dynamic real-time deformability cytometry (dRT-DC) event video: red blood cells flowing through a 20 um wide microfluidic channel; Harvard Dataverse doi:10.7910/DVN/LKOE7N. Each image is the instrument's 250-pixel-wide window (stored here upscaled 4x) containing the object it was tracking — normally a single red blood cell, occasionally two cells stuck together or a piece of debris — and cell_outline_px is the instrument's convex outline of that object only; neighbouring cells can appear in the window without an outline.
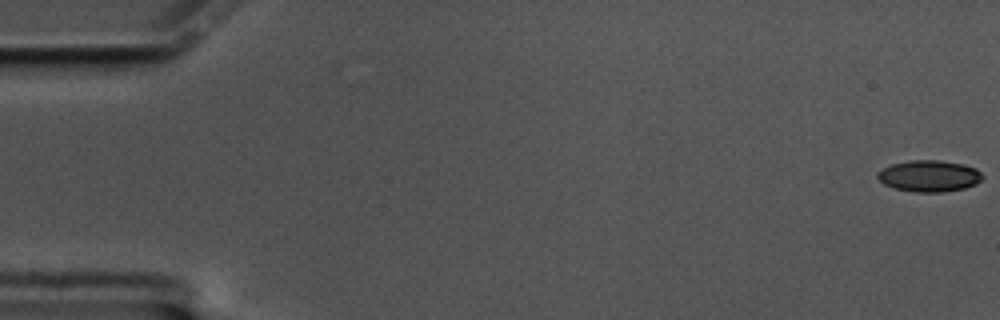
{"species": "common noctule bat (a hibernating species)", "species_latin": "Nyctalus noctula", "temperature_condition": "cold", "stored_images_in_passage": 3, "camera_frame_rate_fps": 3000, "um_per_image_px": 0.085, "animal": {"sex": "male", "body_mass_g": 17.5, "forearm_length_mm": 52.3}, "frame": {"image": 1, "passage_image": 1, "time_ms": 0.0, "image_size_px": [1000, 320], "cell_outline_px": [[984, 176], [976, 184], [964, 188], [940, 192], [912, 192], [892, 188], [884, 184], [876, 176], [876, 172], [892, 164], [912, 160], [940, 160], [960, 164], [976, 168]], "centroid_in_image_um": [78.95, 14.96], "position_along_channel_um": 6.0, "area_um2": 19.19}}